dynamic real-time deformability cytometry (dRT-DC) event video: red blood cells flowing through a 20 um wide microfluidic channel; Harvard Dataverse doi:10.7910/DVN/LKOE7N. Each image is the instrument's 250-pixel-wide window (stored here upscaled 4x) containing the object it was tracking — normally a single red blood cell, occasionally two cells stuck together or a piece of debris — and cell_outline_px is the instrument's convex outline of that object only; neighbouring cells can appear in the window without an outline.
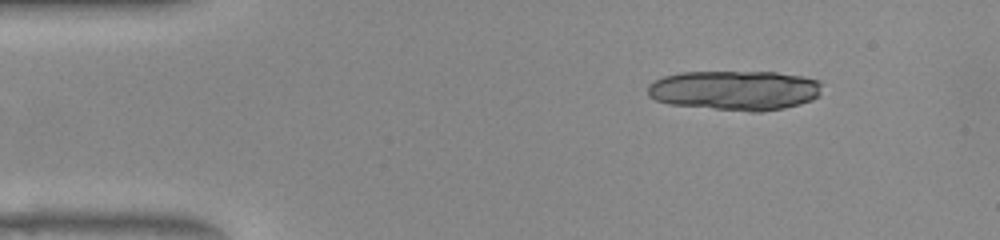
{"species": "common noctule bat (a hibernating species)", "species_latin": "Nyctalus noctula", "temperature_condition": "warm", "stored_images_in_passage": 2, "camera_frame_rate_fps": 3000, "um_per_image_px": 0.085, "animal": {"sex": "female", "body_mass_g": 22.0, "forearm_length_mm": 56.7}, "frame": {"image": 1, "passage_image": 2, "time_ms": 0.333, "image_size_px": [1000, 240], "cell_outline_px": [[812, 96], [804, 100], [792, 104], [780, 104], [732, 76], [784, 76], [808, 80]], "centroid_in_image_um": [66.26, 7.47], "position_along_channel_um": 18.7, "area_um2": 10.12}}